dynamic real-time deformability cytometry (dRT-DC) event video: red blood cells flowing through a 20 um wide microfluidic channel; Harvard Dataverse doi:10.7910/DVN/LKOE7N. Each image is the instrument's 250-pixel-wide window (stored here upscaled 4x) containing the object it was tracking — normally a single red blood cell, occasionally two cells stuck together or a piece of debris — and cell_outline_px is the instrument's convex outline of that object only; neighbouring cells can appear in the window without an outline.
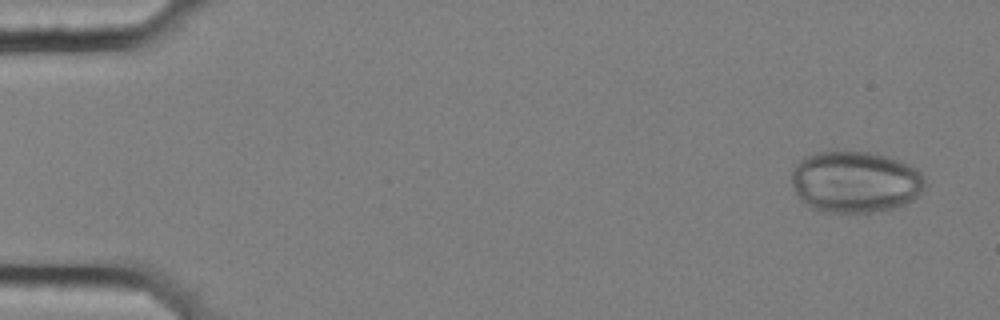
{"species": "common noctule bat (a hibernating species)", "species_latin": "Nyctalus noctula", "temperature_condition": "cold", "stored_images_in_passage": 17, "camera_frame_rate_fps": 3000, "um_per_image_px": 0.085, "animal": {"sex": "female", "body_mass_g": 25.1}, "frame": {"image": 1, "passage_image": 3, "time_ms": 0.667, "image_size_px": [1000, 320], "cell_outline_px": [[928, 184], [912, 200], [904, 204], [892, 208], [872, 212], [820, 212], [808, 208], [800, 200], [792, 184], [792, 168], [804, 156], [816, 152], [868, 152], [888, 156], [900, 160], [916, 168], [924, 176]], "centroid_in_image_um": [72.68, 15.46], "position_along_channel_um": 12.3, "area_um2": 48.26}}